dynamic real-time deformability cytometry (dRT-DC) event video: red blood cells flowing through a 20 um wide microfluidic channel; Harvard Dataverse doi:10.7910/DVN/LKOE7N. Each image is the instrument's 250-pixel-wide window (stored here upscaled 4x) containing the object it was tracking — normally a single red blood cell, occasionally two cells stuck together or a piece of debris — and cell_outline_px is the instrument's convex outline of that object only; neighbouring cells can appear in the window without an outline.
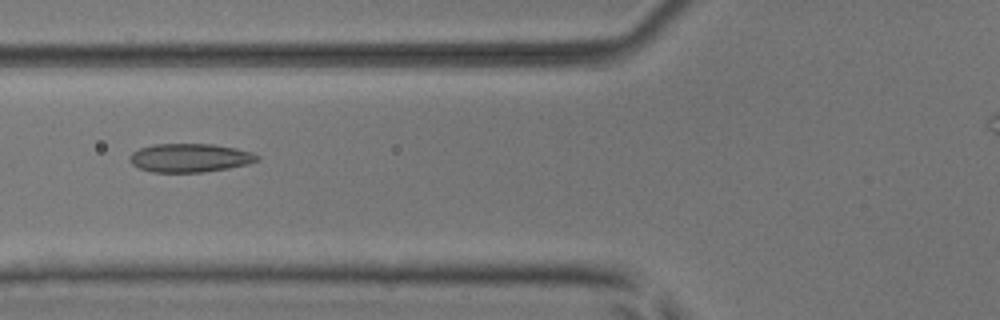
{"species": "common noctule bat (a hibernating species)", "species_latin": "Nyctalus noctula", "temperature_condition": "room temperature", "stored_images_in_passage": 47, "camera_frame_rate_fps": 3000, "um_per_image_px": 0.085, "animal": {"sex": "male", "body_mass_g": 17.9, "forearm_length_mm": 54.2}, "frame": {"image": 1, "passage_image": 20, "time_ms": 6.333, "image_size_px": [1000, 320], "cell_outline_px": [[260, 160], [248, 164], [228, 168], [200, 172], [152, 172], [140, 168], [132, 164], [128, 160], [128, 156], [132, 152], [140, 148], [152, 144], [212, 144], [236, 148], [252, 152], [260, 156]], "centroid_in_image_um": [16.13, 13.41], "position_along_channel_um": 109.7, "area_um2": 21.33}}
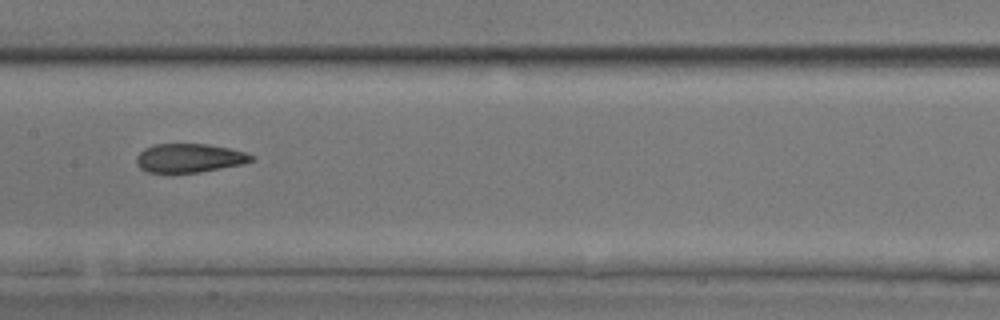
{"frame": {"image": 2, "passage_image": 26, "time_ms": 8.333, "image_size_px": [1000, 320], "cell_outline_px": [[256, 160], [240, 164], [200, 172], [164, 176], [148, 172], [140, 168], [136, 164], [136, 156], [144, 148], [156, 144], [208, 144], [228, 148], [244, 152], [256, 156]], "centroid_in_image_um": [16.03, 13.47], "position_along_channel_um": 191.4, "area_um2": 19.94}}
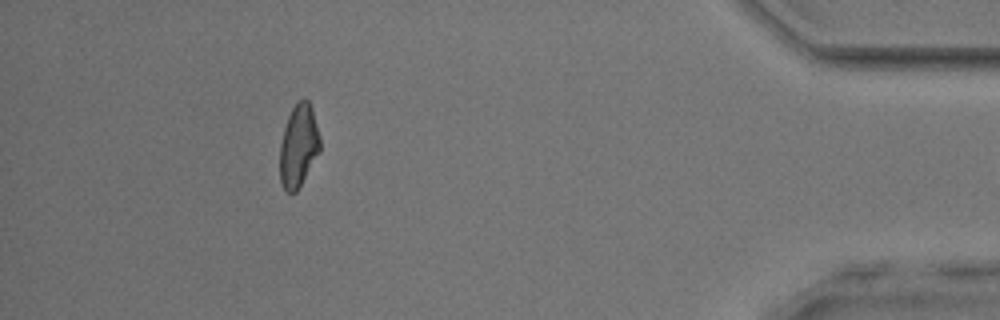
{"frame": {"image": 3, "passage_image": 46, "time_ms": 15.0, "image_size_px": [1000, 320], "cell_outline_px": [[320, 152], [296, 192], [288, 192], [284, 188], [280, 180], [280, 144], [284, 128], [288, 116], [296, 100], [304, 96], [308, 100], [312, 108], [320, 136]], "centroid_in_image_um": [25.38, 12.34], "position_along_channel_um": 409.8, "area_um2": 19.48}}